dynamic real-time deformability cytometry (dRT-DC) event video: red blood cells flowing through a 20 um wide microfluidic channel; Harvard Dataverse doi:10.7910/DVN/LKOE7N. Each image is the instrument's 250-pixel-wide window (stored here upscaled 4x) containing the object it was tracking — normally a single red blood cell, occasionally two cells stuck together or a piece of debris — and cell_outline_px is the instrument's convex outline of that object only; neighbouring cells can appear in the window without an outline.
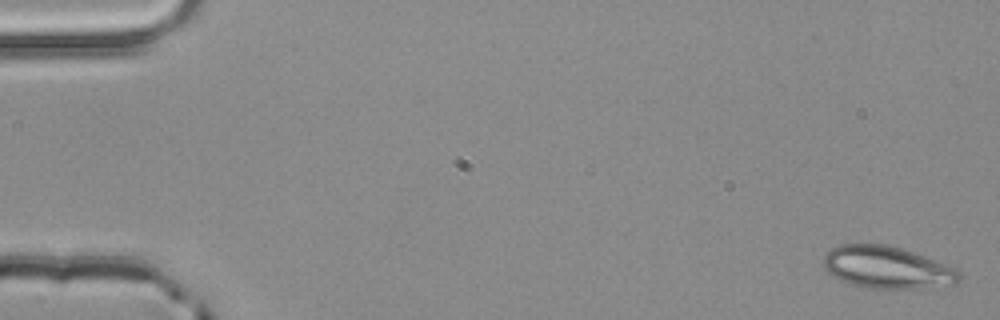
{"species": "common noctule bat (a hibernating species)", "species_latin": "Nyctalus noctula", "temperature_condition": "room temperature", "stored_images_in_passage": 5, "camera_frame_rate_fps": 3000, "um_per_image_px": 0.085, "animal": {"sex": "male", "body_mass_g": 20.4}, "frame": {"image": 1, "passage_image": 1, "time_ms": 0.0, "image_size_px": [1000, 320], "cell_outline_px": [[960, 280], [956, 284], [924, 288], [864, 288], [848, 284], [832, 276], [824, 268], [824, 256], [832, 248], [840, 244], [884, 244], [900, 248], [924, 256], [956, 268], [960, 272]], "centroid_in_image_um": [75.39, 22.74], "position_along_channel_um": 9.6, "area_um2": 33.41}}